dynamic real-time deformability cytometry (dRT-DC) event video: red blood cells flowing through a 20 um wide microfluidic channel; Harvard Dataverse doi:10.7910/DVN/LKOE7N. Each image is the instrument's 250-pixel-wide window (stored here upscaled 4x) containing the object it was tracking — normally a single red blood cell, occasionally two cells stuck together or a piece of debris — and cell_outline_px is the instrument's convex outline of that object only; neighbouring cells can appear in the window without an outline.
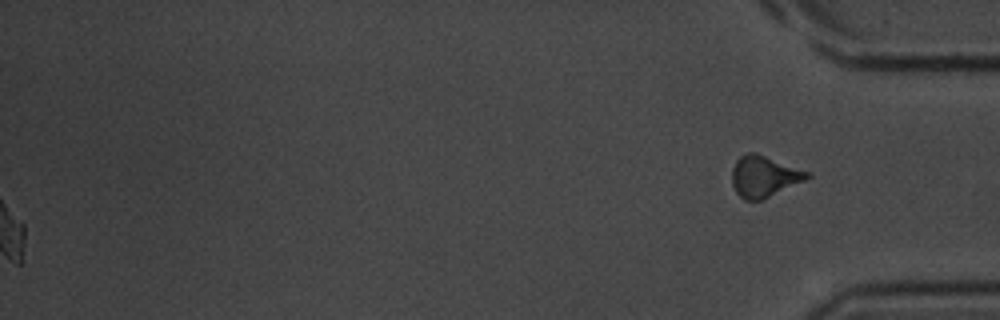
{"species": "common noctule bat (a hibernating species)", "species_latin": "Nyctalus noctula", "temperature_condition": "room temperature", "stored_images_in_passage": 31, "camera_frame_rate_fps": 3000, "um_per_image_px": 0.085, "animal": {"sex": "male", "body_mass_g": 20.1, "forearm_length_mm": 53.5}, "frame": {"image": 1, "passage_image": 31, "time_ms": 10.0, "image_size_px": [1000, 320], "cell_outline_px": [[812, 176], [804, 180], [760, 200], [744, 200], [736, 192], [732, 184], [732, 168], [736, 160], [740, 156], [748, 152], [756, 152], [808, 172]], "centroid_in_image_um": [64.89, 14.97], "position_along_channel_um": 370.3, "area_um2": 17.69}}